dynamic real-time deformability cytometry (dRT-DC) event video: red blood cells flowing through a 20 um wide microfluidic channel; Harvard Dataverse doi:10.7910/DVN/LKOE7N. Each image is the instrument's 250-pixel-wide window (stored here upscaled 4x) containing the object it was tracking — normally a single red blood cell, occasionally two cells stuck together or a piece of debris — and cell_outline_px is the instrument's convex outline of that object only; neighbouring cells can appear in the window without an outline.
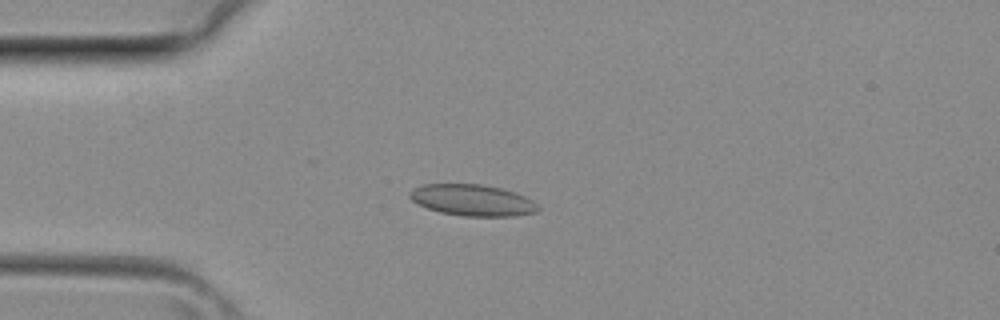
{"species": "common noctule bat (a hibernating species)", "species_latin": "Nyctalus noctula", "temperature_condition": "room temperature", "stored_images_in_passage": 38, "camera_frame_rate_fps": 3000, "um_per_image_px": 0.085, "animal": {"sex": "female", "body_mass_g": 29.2, "forearm_length_mm": 56.3}, "frame": {"image": 1, "passage_image": 9, "time_ms": 2.667, "image_size_px": [1000, 320], "cell_outline_px": [[540, 208], [536, 212], [516, 216], [464, 216], [440, 212], [428, 208], [412, 200], [408, 196], [408, 192], [412, 188], [424, 184], [480, 184], [500, 188], [524, 196], [532, 200]], "centroid_in_image_um": [40.13, 17.01], "position_along_channel_um": 44.9, "area_um2": 23.29}}
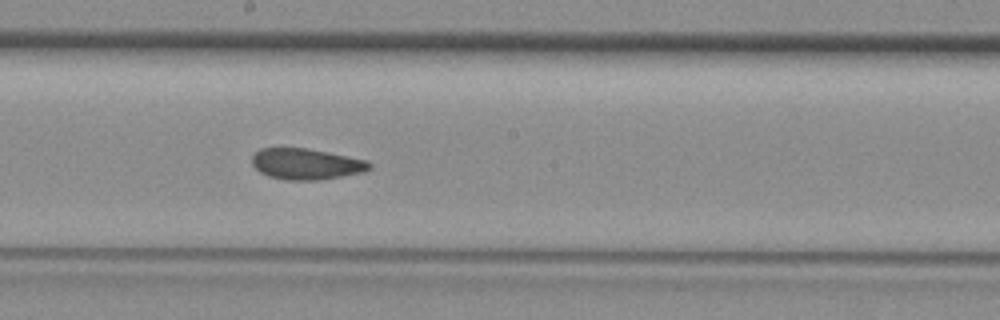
{"frame": {"image": 2, "passage_image": 20, "time_ms": 6.333, "image_size_px": [1000, 320], "cell_outline_px": [[372, 168], [364, 172], [320, 180], [284, 180], [268, 176], [260, 172], [252, 164], [252, 156], [260, 148], [304, 148], [328, 152], [368, 160], [372, 164]], "centroid_in_image_um": [26.05, 13.94], "position_along_channel_um": 222.2, "area_um2": 21.33}}
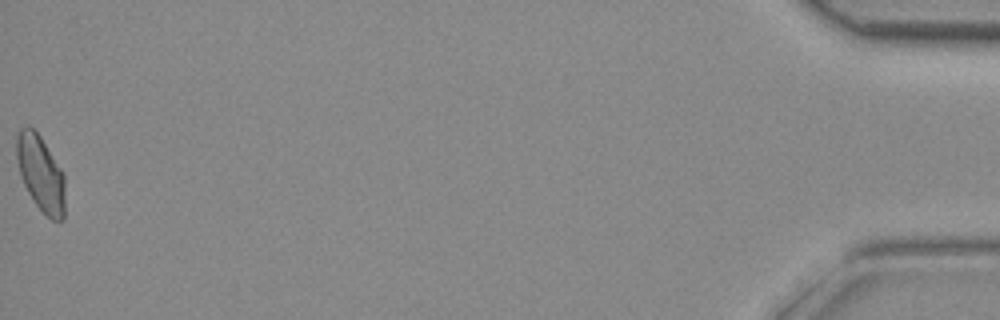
{"frame": {"image": 3, "passage_image": 38, "time_ms": 12.333, "image_size_px": [1000, 320], "cell_outline_px": [[64, 220], [52, 220], [36, 204], [28, 192], [24, 184], [20, 172], [16, 156], [16, 140], [20, 128], [32, 128], [40, 136], [64, 172]], "centroid_in_image_um": [3.47, 14.74], "position_along_channel_um": 431.7, "area_um2": 21.04}}